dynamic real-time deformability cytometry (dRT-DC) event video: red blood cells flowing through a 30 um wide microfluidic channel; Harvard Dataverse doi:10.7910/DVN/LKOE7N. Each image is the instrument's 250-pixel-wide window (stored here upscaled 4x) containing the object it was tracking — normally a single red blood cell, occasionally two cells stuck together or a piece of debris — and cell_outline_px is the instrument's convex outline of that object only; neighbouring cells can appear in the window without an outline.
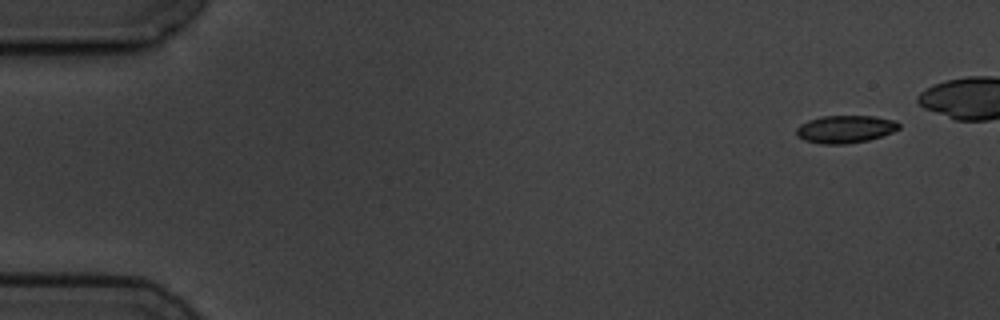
{"species": "common noctule bat (a hibernating species)", "species_latin": "Nyctalus noctula", "temperature_condition": "cold", "stored_images_in_passage": 5, "camera_frame_rate_fps": 3000, "um_per_image_px": 0.085, "animal": {"sex": "male", "body_mass_g": 19.5, "forearm_length_mm": 54.6}, "frame": {"image": 1, "passage_image": 1, "time_ms": 0.0, "image_size_px": [1000, 320], "cell_outline_px": [[900, 128], [892, 132], [868, 140], [844, 144], [820, 144], [804, 140], [796, 136], [796, 128], [800, 124], [808, 120], [820, 116], [876, 116], [896, 120], [900, 124]], "centroid_in_image_um": [71.83, 10.97], "position_along_channel_um": 13.2, "area_um2": 16.65}}